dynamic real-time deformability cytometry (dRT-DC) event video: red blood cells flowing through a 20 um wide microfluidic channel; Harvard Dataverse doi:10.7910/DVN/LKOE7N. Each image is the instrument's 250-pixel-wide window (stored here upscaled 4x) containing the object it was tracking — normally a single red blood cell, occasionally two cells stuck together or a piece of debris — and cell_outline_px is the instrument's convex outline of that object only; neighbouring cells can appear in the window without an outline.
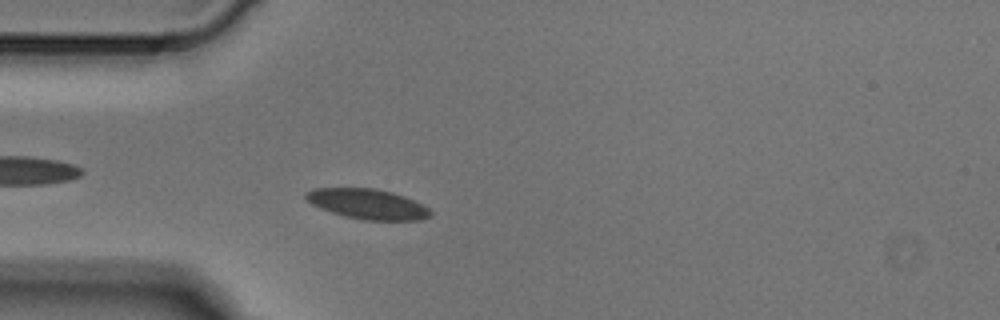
{"species": "Egyptian fruit bat (a non-hibernating species)", "species_latin": "Rousettus aegyptiacus", "temperature_condition": "cold", "stored_images_in_passage": 4, "camera_frame_rate_fps": 3000, "um_per_image_px": 0.085, "animal": {"sex": "male"}, "frame": {"image": 1, "passage_image": 4, "time_ms": 1.0, "image_size_px": [1000, 320], "cell_outline_px": [[432, 216], [420, 220], [364, 220], [344, 216], [320, 208], [312, 204], [304, 196], [304, 192], [312, 188], [372, 188], [392, 192], [404, 196], [424, 204], [432, 212]], "centroid_in_image_um": [31.26, 17.34], "position_along_channel_um": 53.7, "area_um2": 21.96}}